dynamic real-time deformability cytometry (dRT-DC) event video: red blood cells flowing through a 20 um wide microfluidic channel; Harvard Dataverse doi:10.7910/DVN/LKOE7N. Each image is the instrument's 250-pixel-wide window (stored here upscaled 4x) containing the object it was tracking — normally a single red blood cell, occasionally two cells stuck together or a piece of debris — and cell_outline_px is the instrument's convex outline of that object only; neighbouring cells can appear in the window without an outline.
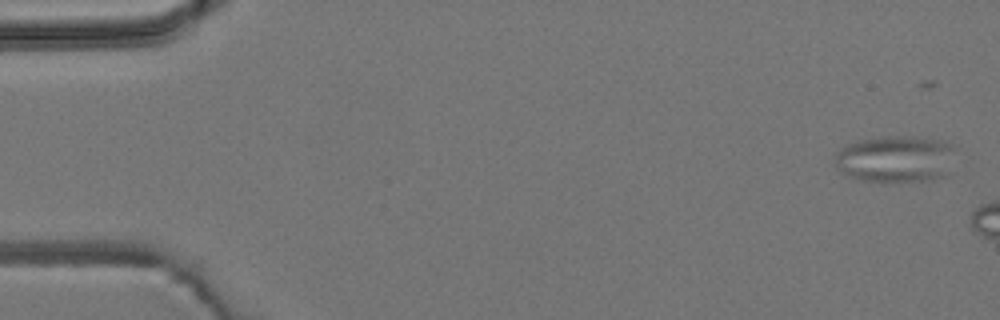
{"species": "common noctule bat (a hibernating species)", "species_latin": "Nyctalus noctula", "temperature_condition": "room temperature", "stored_images_in_passage": 3, "camera_frame_rate_fps": 3000, "um_per_image_px": 0.085, "animal": {"sex": "male", "body_mass_g": 19.2, "forearm_length_mm": 51.8}, "frame": {"image": 1, "passage_image": 1, "time_ms": 0.0, "image_size_px": [1000, 320], "cell_outline_px": [[956, 148], [948, 176], [932, 180], [884, 184], [880, 184], [852, 180], [836, 168], [836, 152], [840, 148], [848, 144], [860, 140], [884, 136], [912, 136], [940, 140], [952, 144]], "centroid_in_image_um": [76.13, 13.57], "position_along_channel_um": 8.9, "area_um2": 34.33}}